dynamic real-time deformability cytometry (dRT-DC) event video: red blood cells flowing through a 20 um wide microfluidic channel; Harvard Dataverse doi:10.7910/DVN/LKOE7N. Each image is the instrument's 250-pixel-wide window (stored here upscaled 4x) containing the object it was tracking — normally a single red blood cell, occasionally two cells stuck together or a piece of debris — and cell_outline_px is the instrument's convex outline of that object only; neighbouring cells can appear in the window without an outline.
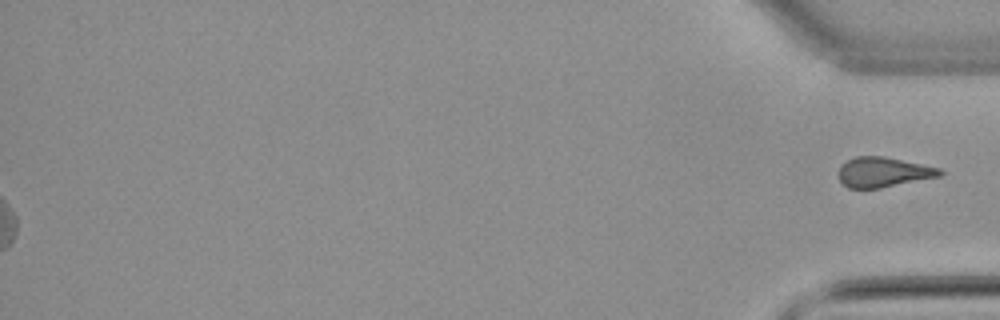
{"species": "common noctule bat (a hibernating species)", "species_latin": "Nyctalus noctula", "temperature_condition": "warm", "stored_images_in_passage": 55, "segment_of_instrument_passage": [2, 2], "camera_frame_rate_fps": 3000, "um_per_image_px": 0.085, "animal": {"sex": "male", "body_mass_g": 21.5, "forearm_length_mm": 52.0}, "frame": {"image": 1, "passage_image": 55, "time_ms": 18.0, "image_size_px": [1000, 320], "cell_outline_px": [[944, 172], [940, 176], [880, 188], [848, 188], [840, 180], [840, 168], [848, 160], [856, 156], [884, 156], [940, 168]], "centroid_in_image_um": [75.11, 14.63], "position_along_channel_um": 360.1, "area_um2": 17.4}}